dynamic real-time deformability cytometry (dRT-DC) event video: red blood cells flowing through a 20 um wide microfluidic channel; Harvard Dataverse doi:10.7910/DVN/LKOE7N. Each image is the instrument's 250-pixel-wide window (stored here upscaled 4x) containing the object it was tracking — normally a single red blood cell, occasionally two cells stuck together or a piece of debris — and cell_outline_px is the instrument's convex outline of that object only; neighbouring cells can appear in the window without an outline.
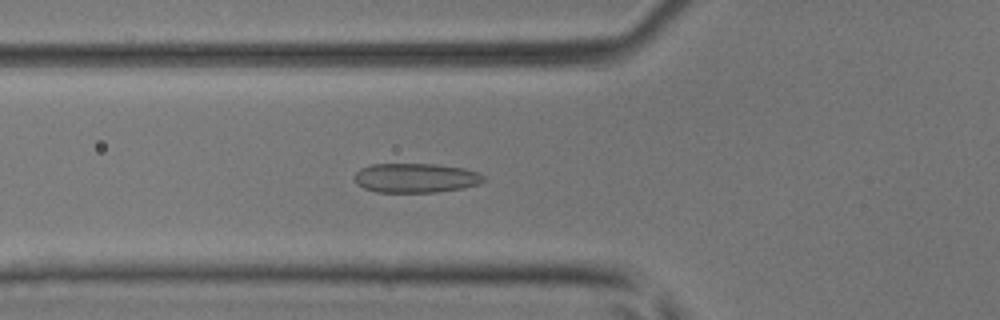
{"species": "common noctule bat (a hibernating species)", "species_latin": "Nyctalus noctula", "temperature_condition": "room temperature", "stored_images_in_passage": 43, "camera_frame_rate_fps": 3000, "um_per_image_px": 0.085, "animal": {"sex": "male", "body_mass_g": 17.9, "forearm_length_mm": 54.2}, "frame": {"image": 1, "passage_image": 12, "time_ms": 3.667, "image_size_px": [1000, 320], "cell_outline_px": [[484, 180], [480, 184], [464, 188], [436, 192], [376, 192], [364, 188], [356, 184], [352, 176], [360, 168], [372, 164], [436, 164], [464, 168], [476, 172], [484, 176]], "centroid_in_image_um": [35.3, 15.13], "position_along_channel_um": 90.5, "area_um2": 22.31}}
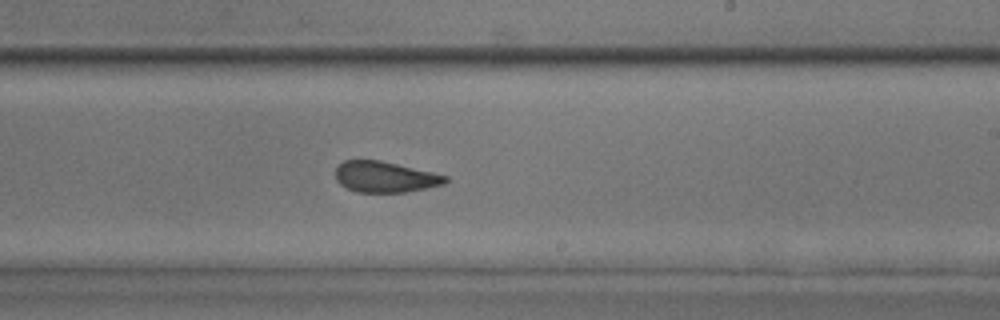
{"frame": {"image": 2, "passage_image": 24, "time_ms": 7.667, "image_size_px": [1000, 320], "cell_outline_px": [[448, 180], [444, 184], [404, 192], [356, 192], [340, 184], [336, 180], [336, 168], [344, 160], [380, 160], [432, 172], [448, 176]], "centroid_in_image_um": [32.71, 15.03], "position_along_channel_um": 256.3, "area_um2": 19.59}}
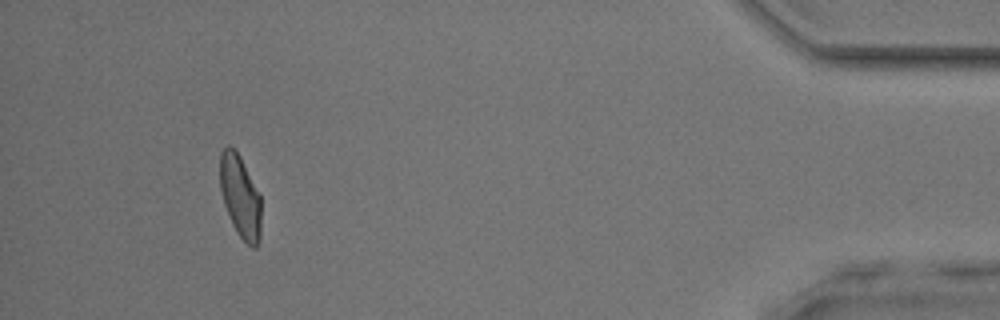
{"frame": {"image": 3, "passage_image": 40, "time_ms": 13.0, "image_size_px": [1000, 320], "cell_outline_px": [[260, 240], [256, 248], [252, 248], [240, 236], [232, 224], [224, 204], [220, 188], [220, 152], [228, 144], [240, 156], [260, 196]], "centroid_in_image_um": [20.41, 16.71], "position_along_channel_um": 414.8, "area_um2": 19.54}, "authors_computed_cell_mechanics": {"area_um2": 20.808, "velocity_mm_per_s": 4.156, "shape_relaxation_time_tau1_ms": 8.7102, "shape_relaxation_time_tau2_ms": 1.1616, "deformation_change_tau1": 0.1741, "deformation_change_tau2": 0.0922}}